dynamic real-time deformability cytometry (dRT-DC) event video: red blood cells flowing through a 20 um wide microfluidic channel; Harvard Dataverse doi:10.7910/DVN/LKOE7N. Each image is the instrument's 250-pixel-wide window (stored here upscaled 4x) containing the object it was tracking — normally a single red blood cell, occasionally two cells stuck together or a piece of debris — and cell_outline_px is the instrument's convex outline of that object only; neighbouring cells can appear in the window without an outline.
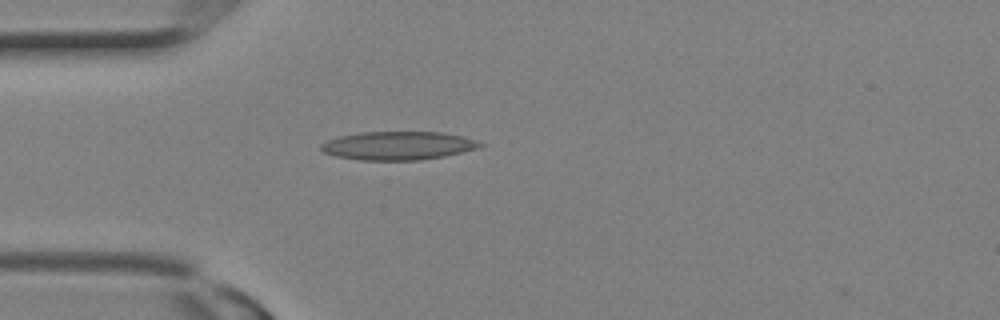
{"species": "Egyptian fruit bat (a non-hibernating species)", "species_latin": "Rousettus aegyptiacus", "temperature_condition": "room temperature", "stored_images_in_passage": 3, "camera_frame_rate_fps": 3000, "um_per_image_px": 0.085, "animal": {"sex": "female"}, "frame": {"image": 1, "passage_image": 1, "time_ms": 0.0, "image_size_px": [1000, 320], "cell_outline_px": [[488, 144], [480, 148], [444, 156], [420, 160], [360, 160], [336, 156], [324, 152], [320, 148], [320, 144], [328, 140], [340, 136], [360, 132], [440, 132], [464, 136]], "centroid_in_image_um": [33.89, 12.38], "position_along_channel_um": 51.1, "area_um2": 26.47}}
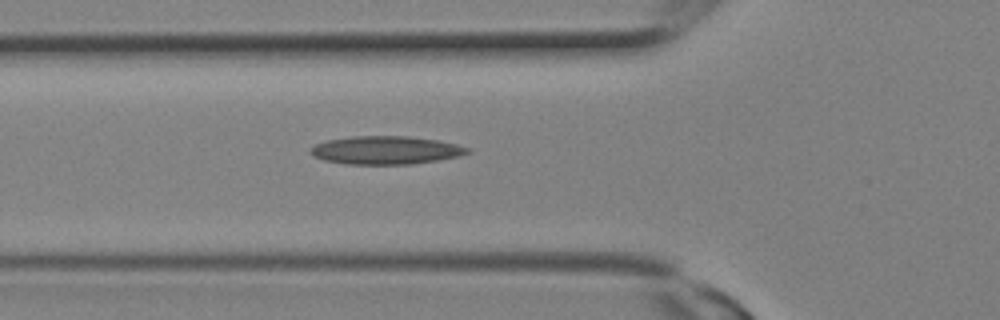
{"frame": {"image": 2, "passage_image": 3, "time_ms": 0.667, "image_size_px": [1000, 320], "cell_outline_px": [[472, 152], [460, 156], [412, 164], [348, 164], [324, 160], [312, 156], [308, 152], [308, 148], [312, 144], [328, 140], [352, 136], [408, 136], [436, 140], [456, 144], [468, 148]], "centroid_in_image_um": [32.73, 12.76], "position_along_channel_um": 93.1, "area_um2": 25.89}}